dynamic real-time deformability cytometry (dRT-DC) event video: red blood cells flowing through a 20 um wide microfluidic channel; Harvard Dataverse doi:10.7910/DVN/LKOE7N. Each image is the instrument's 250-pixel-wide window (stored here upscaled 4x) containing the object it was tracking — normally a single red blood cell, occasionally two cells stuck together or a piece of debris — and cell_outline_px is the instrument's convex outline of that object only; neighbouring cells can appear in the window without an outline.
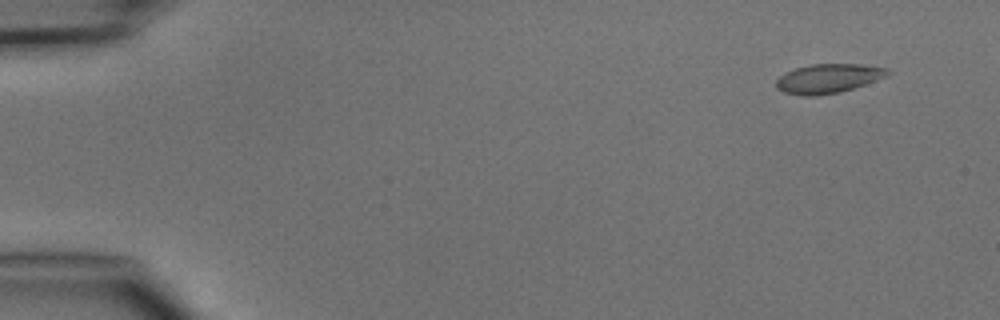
{"species": "common noctule bat (a hibernating species)", "species_latin": "Nyctalus noctula", "temperature_condition": "cold", "stored_images_in_passage": 4, "camera_frame_rate_fps": 3000, "um_per_image_px": 0.085, "animal": {"sex": "male", "body_mass_g": 15.6}, "frame": {"image": 1, "passage_image": 1, "time_ms": 0.0, "image_size_px": [1000, 320], "cell_outline_px": [[892, 72], [888, 76], [840, 92], [816, 96], [800, 96], [784, 92], [776, 88], [776, 80], [784, 72], [796, 68], [812, 64], [860, 64], [888, 68]], "centroid_in_image_um": [70.39, 6.67], "position_along_channel_um": 14.6, "area_um2": 19.07}}
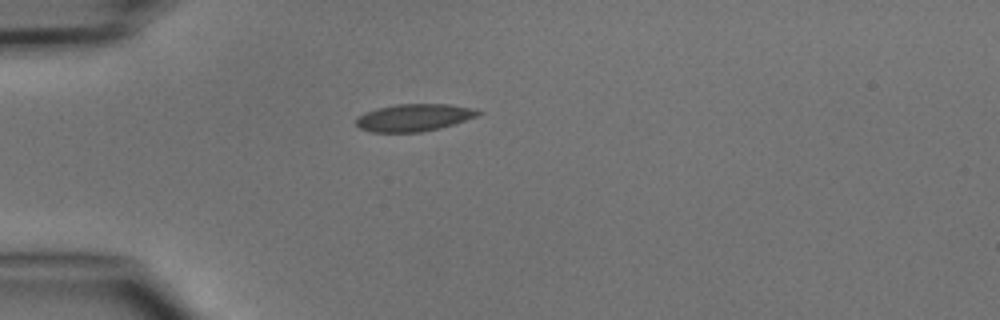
{"frame": {"image": 2, "passage_image": 3, "time_ms": 3.333, "image_size_px": [1000, 320], "cell_outline_px": [[484, 112], [476, 116], [440, 128], [420, 132], [372, 132], [360, 128], [356, 124], [356, 120], [360, 116], [368, 112], [380, 108], [396, 104], [448, 104], [476, 108]], "centroid_in_image_um": [35.24, 9.99], "position_along_channel_um": 49.8, "area_um2": 19.13}}